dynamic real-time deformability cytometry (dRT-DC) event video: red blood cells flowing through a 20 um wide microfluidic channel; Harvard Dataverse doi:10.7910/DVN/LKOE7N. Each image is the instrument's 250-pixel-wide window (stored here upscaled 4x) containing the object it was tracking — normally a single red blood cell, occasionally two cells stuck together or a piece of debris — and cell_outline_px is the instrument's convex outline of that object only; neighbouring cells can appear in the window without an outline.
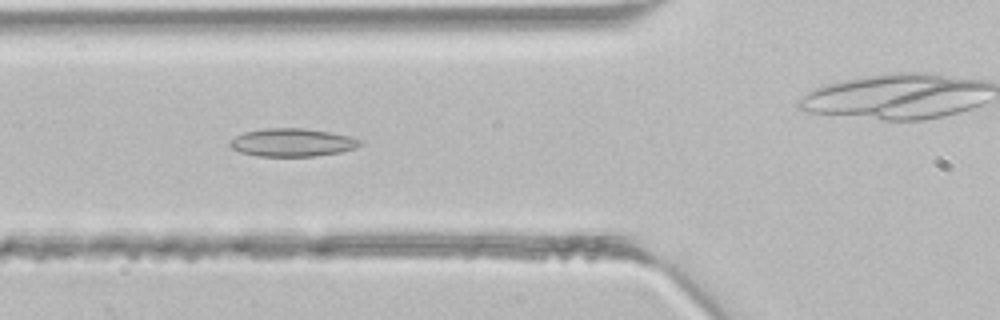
{"species": "common noctule bat (a hibernating species)", "species_latin": "Nyctalus noctula", "temperature_condition": "room temperature", "stored_images_in_passage": 44, "camera_frame_rate_fps": 3000, "um_per_image_px": 0.085, "animal": {"sex": "male", "body_mass_g": 21.5, "forearm_length_mm": 52.0}, "frame": {"image": 1, "passage_image": 15, "time_ms": 4.667, "image_size_px": [1000, 320], "cell_outline_px": [[364, 144], [356, 148], [340, 152], [316, 156], [256, 156], [240, 152], [232, 148], [228, 144], [228, 140], [244, 132], [264, 128], [304, 128], [328, 132], [348, 136], [364, 140]], "centroid_in_image_um": [24.84, 12.11], "position_along_channel_um": 101.0, "area_um2": 21.44}}
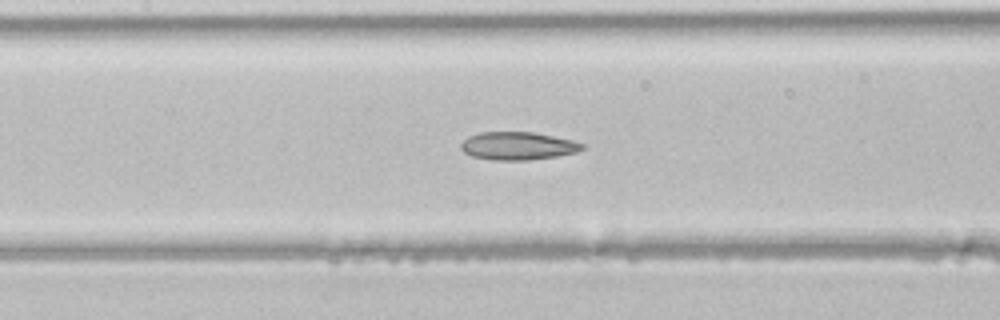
{"frame": {"image": 2, "passage_image": 19, "time_ms": 6.0, "image_size_px": [1000, 320], "cell_outline_px": [[588, 148], [576, 152], [556, 156], [528, 160], [492, 160], [472, 156], [464, 152], [460, 148], [460, 144], [468, 136], [480, 132], [532, 132], [572, 140], [584, 144]], "centroid_in_image_um": [44.02, 12.4], "position_along_channel_um": 163.4, "area_um2": 19.77}}
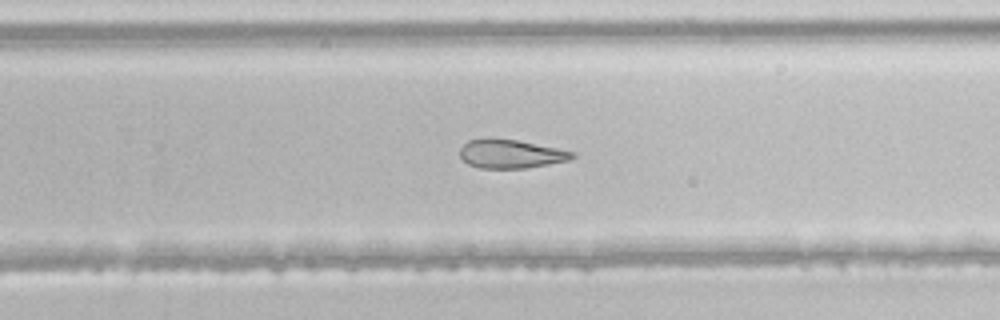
{"frame": {"image": 3, "passage_image": 27, "time_ms": 8.667, "image_size_px": [1000, 320], "cell_outline_px": [[576, 156], [568, 160], [548, 164], [524, 168], [480, 168], [468, 164], [460, 156], [460, 148], [468, 140], [488, 136], [516, 140], [576, 152]], "centroid_in_image_um": [43.37, 13.06], "position_along_channel_um": 286.4, "area_um2": 18.9}}